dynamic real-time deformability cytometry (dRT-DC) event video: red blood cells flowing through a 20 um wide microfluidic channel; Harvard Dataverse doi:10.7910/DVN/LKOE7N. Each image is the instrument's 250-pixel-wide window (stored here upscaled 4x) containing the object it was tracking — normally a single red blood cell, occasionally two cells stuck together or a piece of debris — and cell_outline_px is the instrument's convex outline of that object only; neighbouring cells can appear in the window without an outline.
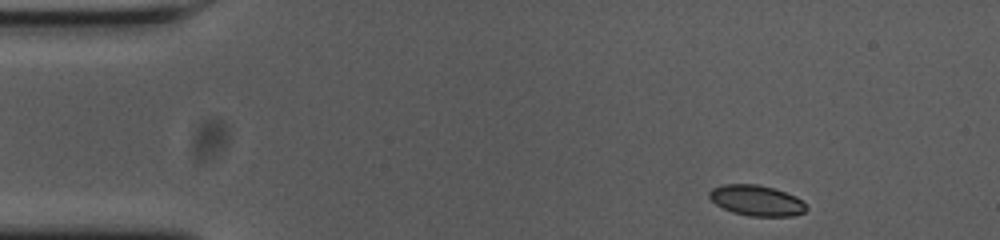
{"species": "common noctule bat (a hibernating species)", "species_latin": "Nyctalus noctula", "temperature_condition": "cold", "stored_images_in_passage": 49, "camera_frame_rate_fps": 3000, "um_per_image_px": 0.085, "animal": {"sex": "female", "body_mass_g": 23.0, "forearm_length_mm": 53.4}, "frame": {"image": 1, "passage_image": 1, "time_ms": 0.0, "image_size_px": [1000, 240], "cell_outline_px": [[808, 208], [804, 212], [792, 216], [748, 216], [732, 212], [716, 204], [708, 196], [708, 192], [712, 188], [724, 184], [756, 184], [772, 188], [796, 196]], "centroid_in_image_um": [64.28, 17.04], "position_along_channel_um": 20.7, "area_um2": 17.17}}
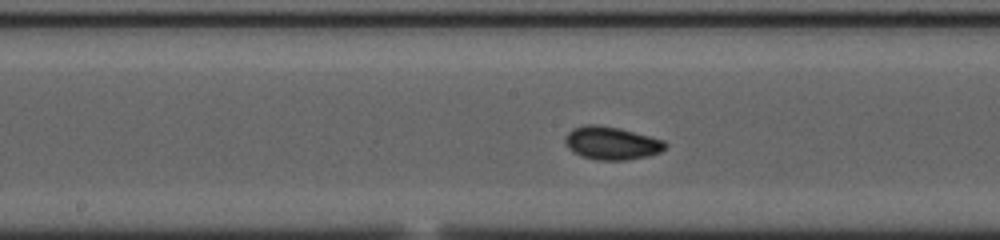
{"frame": {"image": 2, "passage_image": 22, "time_ms": 7.0, "image_size_px": [1000, 240], "cell_outline_px": [[668, 144], [660, 152], [648, 156], [624, 160], [596, 160], [572, 152], [568, 148], [564, 140], [564, 136], [572, 128], [584, 124], [596, 124], [620, 128], [664, 140]], "centroid_in_image_um": [51.95, 12.15], "position_along_channel_um": 196.2, "area_um2": 19.36}}
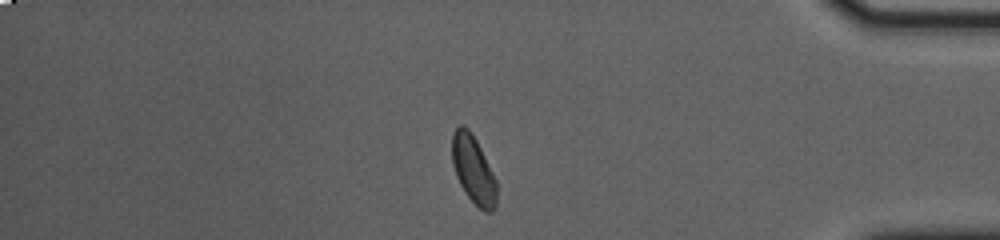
{"frame": {"image": 3, "passage_image": 41, "time_ms": 13.333, "image_size_px": [1000, 240], "cell_outline_px": [[496, 208], [492, 212], [484, 212], [468, 196], [460, 184], [456, 176], [452, 164], [452, 132], [460, 124], [464, 124], [472, 132], [496, 180]], "centroid_in_image_um": [40.22, 14.4], "position_along_channel_um": 395.0, "area_um2": 17.57}, "authors_computed_cell_mechanics": {"area_um2": 17.7446, "velocity_mm_per_s": 3.6699, "shape_relaxation_time_tau1_ms": 5.0532, "shape_relaxation_time_tau2_ms": 2.6847, "deformation_change_tau1": 0.1128, "deformation_change_tau2": 0.0617}}